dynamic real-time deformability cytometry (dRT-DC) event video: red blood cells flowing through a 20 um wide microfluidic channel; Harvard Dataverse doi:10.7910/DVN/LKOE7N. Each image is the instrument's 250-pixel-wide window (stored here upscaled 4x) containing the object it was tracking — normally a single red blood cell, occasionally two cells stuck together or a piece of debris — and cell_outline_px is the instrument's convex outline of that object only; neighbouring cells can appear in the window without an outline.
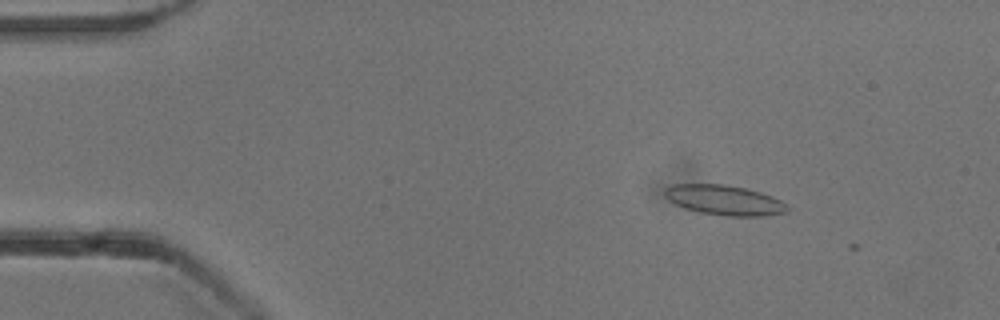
{"species": "common noctule bat (a hibernating species)", "species_latin": "Nyctalus noctula", "temperature_condition": "cold", "stored_images_in_passage": 8, "camera_frame_rate_fps": 3000, "um_per_image_px": 0.085, "animal": {"sex": "male", "body_mass_g": 13.3}, "frame": {"image": 1, "passage_image": 4, "time_ms": 1.0, "image_size_px": [1000, 320], "cell_outline_px": [[792, 208], [788, 212], [764, 216], [724, 216], [700, 212], [684, 208], [668, 200], [664, 196], [664, 188], [672, 184], [724, 184], [744, 188], [760, 192], [772, 196], [788, 204]], "centroid_in_image_um": [61.59, 17.01], "position_along_channel_um": 23.4, "area_um2": 21.68}}